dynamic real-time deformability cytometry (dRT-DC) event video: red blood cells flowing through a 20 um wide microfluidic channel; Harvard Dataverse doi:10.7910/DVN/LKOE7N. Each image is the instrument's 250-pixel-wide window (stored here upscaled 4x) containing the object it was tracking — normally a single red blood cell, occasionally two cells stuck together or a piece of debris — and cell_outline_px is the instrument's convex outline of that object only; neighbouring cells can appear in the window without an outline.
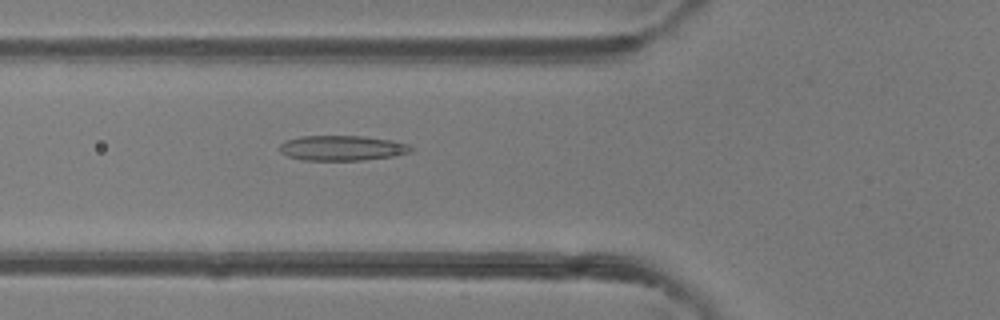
{"species": "common noctule bat (a hibernating species)", "species_latin": "Nyctalus noctula", "temperature_condition": "room temperature", "stored_images_in_passage": 47, "camera_frame_rate_fps": 3000, "um_per_image_px": 0.085, "animal": {"sex": "female"}, "frame": {"image": 1, "passage_image": 17, "time_ms": 5.333, "image_size_px": [1000, 320], "cell_outline_px": [[412, 152], [392, 156], [364, 160], [304, 160], [288, 156], [280, 152], [280, 144], [284, 140], [300, 136], [364, 136], [392, 140], [408, 144], [412, 148]], "centroid_in_image_um": [29.07, 12.58], "position_along_channel_um": 96.7, "area_um2": 19.25}}
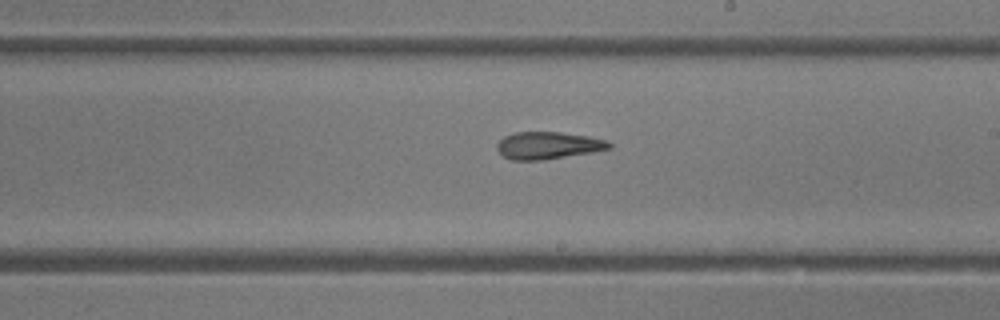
{"frame": {"image": 2, "passage_image": 27, "time_ms": 8.667, "image_size_px": [1000, 320], "cell_outline_px": [[612, 148], [592, 152], [544, 160], [512, 160], [504, 156], [496, 148], [496, 144], [504, 136], [516, 132], [560, 132], [588, 136], [608, 140], [612, 144]], "centroid_in_image_um": [46.6, 12.36], "position_along_channel_um": 242.4, "area_um2": 17.86}}
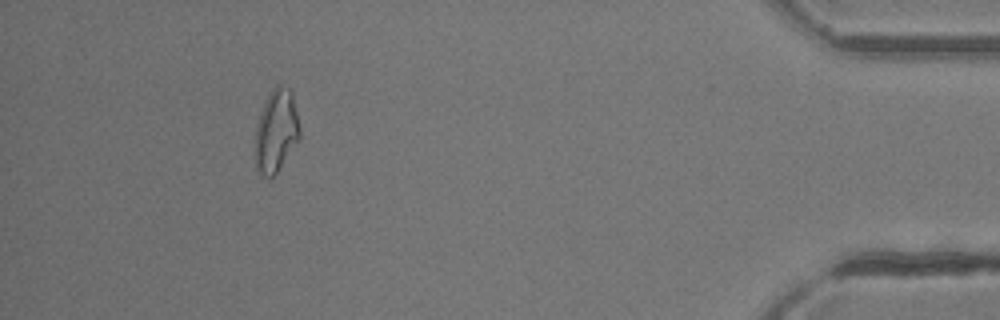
{"frame": {"image": 3, "passage_image": 43, "time_ms": 14.0, "image_size_px": [1000, 320], "cell_outline_px": [[300, 140], [276, 172], [272, 176], [264, 176], [256, 168], [256, 124], [264, 100], [268, 92], [276, 84], [280, 84], [288, 88], [292, 92], [300, 128]], "centroid_in_image_um": [23.49, 11.06], "position_along_channel_um": 411.7, "area_um2": 21.5}, "authors_computed_cell_mechanics": {"area_um2": 19.7676, "velocity_mm_per_s": 4.3481, "shape_relaxation_time_tau1_ms": 7.305, "shape_relaxation_time_tau2_ms": 2.3877, "deformation_change_tau1": 0.1907, "deformation_change_tau2": 0.1222}}